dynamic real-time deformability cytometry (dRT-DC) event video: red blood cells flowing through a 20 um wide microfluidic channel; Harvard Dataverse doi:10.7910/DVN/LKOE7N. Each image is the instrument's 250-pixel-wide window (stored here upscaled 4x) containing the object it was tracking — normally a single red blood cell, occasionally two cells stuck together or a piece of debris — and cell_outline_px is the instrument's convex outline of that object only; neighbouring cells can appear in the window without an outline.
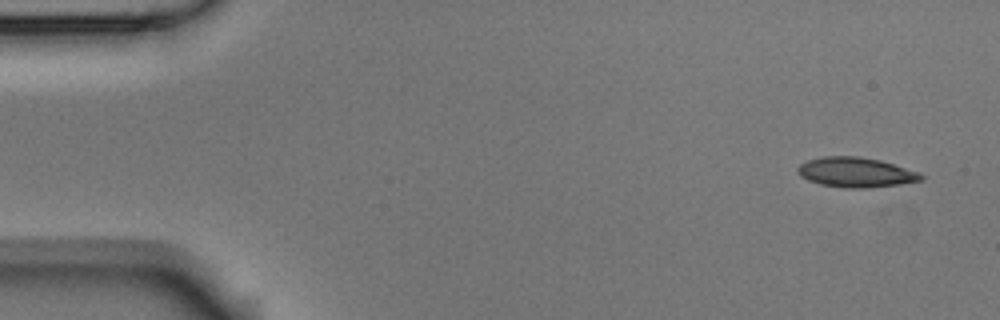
{"species": "Egyptian fruit bat (a non-hibernating species)", "species_latin": "Rousettus aegyptiacus", "temperature_condition": "room temperature", "stored_images_in_passage": 8, "camera_frame_rate_fps": 3000, "um_per_image_px": 0.085, "animal": {"sex": "male"}, "frame": {"image": 1, "passage_image": 1, "time_ms": 0.0, "image_size_px": [1000, 320], "cell_outline_px": [[924, 180], [900, 184], [872, 188], [844, 188], [820, 184], [808, 180], [800, 176], [796, 172], [796, 168], [800, 164], [808, 160], [820, 156], [860, 156], [880, 160], [916, 172], [924, 176]], "centroid_in_image_um": [72.69, 14.65], "position_along_channel_um": 12.3, "area_um2": 21.56}}
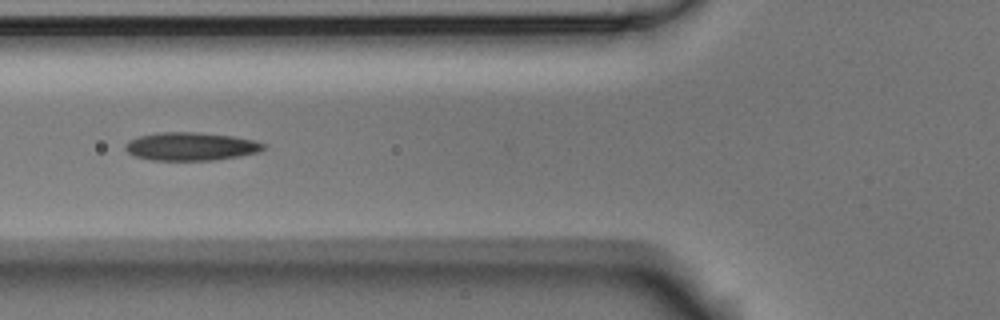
{"frame": {"image": 2, "passage_image": 5, "time_ms": 1.333, "image_size_px": [1000, 320], "cell_outline_px": [[268, 144], [260, 152], [240, 156], [216, 160], [152, 160], [132, 156], [124, 148], [124, 144], [128, 140], [140, 136], [156, 132], [196, 132], [232, 136], [256, 140]], "centroid_in_image_um": [16.23, 12.45], "position_along_channel_um": 109.6, "area_um2": 23.0}}
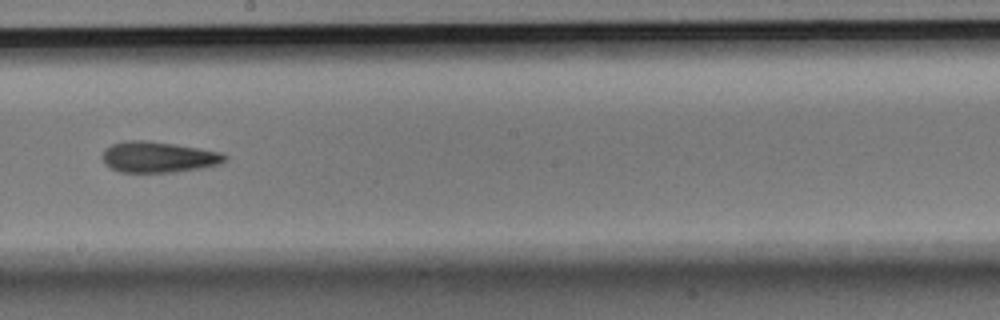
{"frame": {"image": 3, "passage_image": 8, "time_ms": 2.333, "image_size_px": [1000, 320], "cell_outline_px": [[228, 156], [220, 164], [200, 168], [176, 172], [120, 172], [104, 164], [100, 156], [104, 148], [112, 144], [128, 140], [144, 140], [200, 148], [220, 152]], "centroid_in_image_um": [13.41, 13.35], "position_along_channel_um": 234.8, "area_um2": 22.08}}